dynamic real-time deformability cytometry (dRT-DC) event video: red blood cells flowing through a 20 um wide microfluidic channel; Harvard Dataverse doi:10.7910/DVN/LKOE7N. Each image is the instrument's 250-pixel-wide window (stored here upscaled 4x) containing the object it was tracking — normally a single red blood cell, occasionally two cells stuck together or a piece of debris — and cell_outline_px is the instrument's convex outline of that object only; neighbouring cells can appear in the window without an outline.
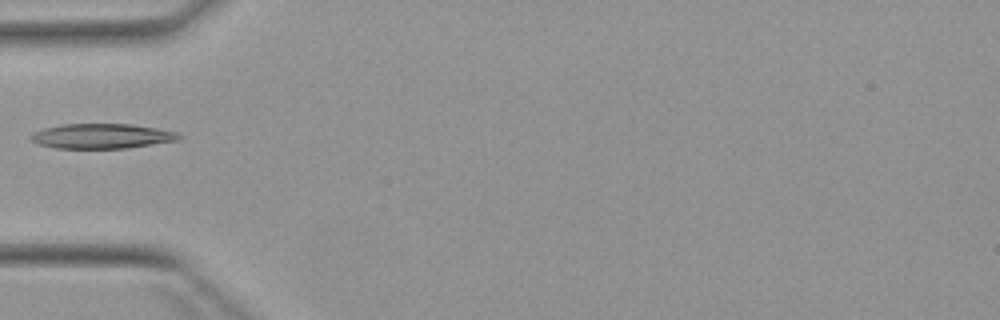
{"species": "Egyptian fruit bat (a non-hibernating species)", "species_latin": "Rousettus aegyptiacus", "temperature_condition": "warm", "stored_images_in_passage": 5, "camera_frame_rate_fps": 3000, "um_per_image_px": 0.085, "animal": {"sex": "female"}, "frame": {"image": 1, "passage_image": 5, "time_ms": 4.667, "image_size_px": [1000, 320], "cell_outline_px": [[184, 136], [180, 140], [128, 148], [56, 148], [36, 144], [28, 136], [44, 128], [60, 124], [132, 124], [156, 128], [176, 132]], "centroid_in_image_um": [8.67, 11.57], "position_along_channel_um": 76.3, "area_um2": 21.56}}